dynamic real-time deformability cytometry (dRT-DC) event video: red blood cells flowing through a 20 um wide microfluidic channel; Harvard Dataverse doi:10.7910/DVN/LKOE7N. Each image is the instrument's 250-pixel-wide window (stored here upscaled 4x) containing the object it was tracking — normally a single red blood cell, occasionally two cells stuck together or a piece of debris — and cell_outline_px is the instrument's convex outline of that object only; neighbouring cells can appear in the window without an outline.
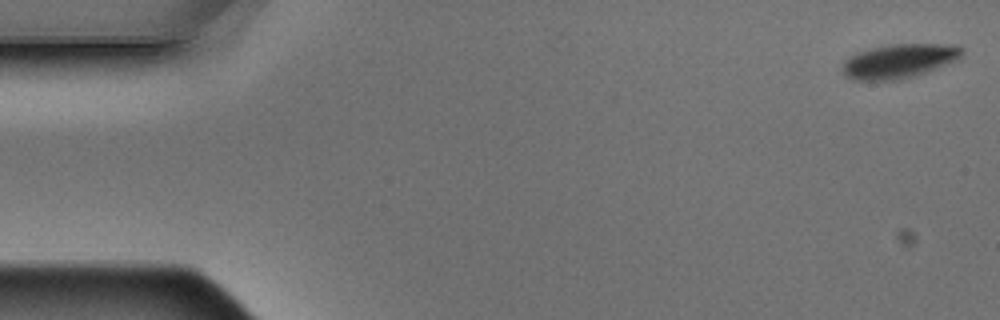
{"species": "Egyptian fruit bat (a non-hibernating species)", "species_latin": "Rousettus aegyptiacus", "temperature_condition": "warm", "stored_images_in_passage": 4, "camera_frame_rate_fps": 3000, "um_per_image_px": 0.085, "animal": {"sex": "male"}, "frame": {"image": 1, "passage_image": 1, "time_ms": 0.0, "image_size_px": [1000, 320], "cell_outline_px": [[964, 52], [956, 60], [916, 76], [900, 80], [852, 80], [840, 68], [844, 60], [848, 56], [856, 52], [888, 44], [956, 44], [964, 48]], "centroid_in_image_um": [76.41, 5.18], "position_along_channel_um": 8.6, "area_um2": 24.04}}
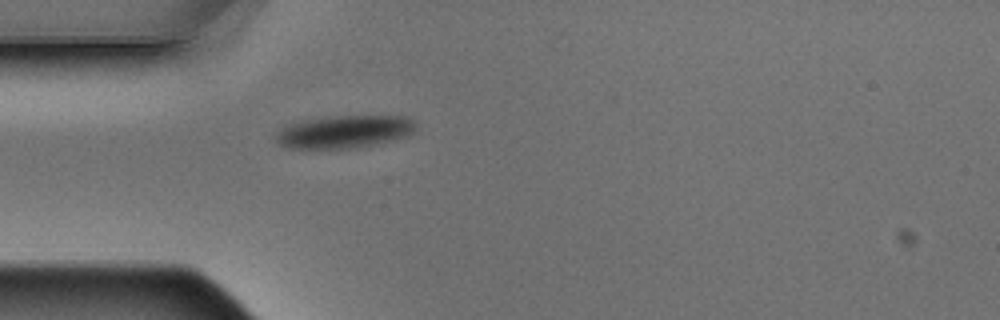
{"frame": {"image": 2, "passage_image": 4, "time_ms": 1.0, "image_size_px": [1000, 320], "cell_outline_px": [[416, 124], [412, 132], [408, 136], [392, 140], [356, 148], [288, 148], [280, 144], [276, 140], [276, 132], [280, 128], [288, 124], [304, 120], [332, 116], [408, 116], [416, 120]], "centroid_in_image_um": [29.28, 11.19], "position_along_channel_um": 55.7, "area_um2": 26.7}}